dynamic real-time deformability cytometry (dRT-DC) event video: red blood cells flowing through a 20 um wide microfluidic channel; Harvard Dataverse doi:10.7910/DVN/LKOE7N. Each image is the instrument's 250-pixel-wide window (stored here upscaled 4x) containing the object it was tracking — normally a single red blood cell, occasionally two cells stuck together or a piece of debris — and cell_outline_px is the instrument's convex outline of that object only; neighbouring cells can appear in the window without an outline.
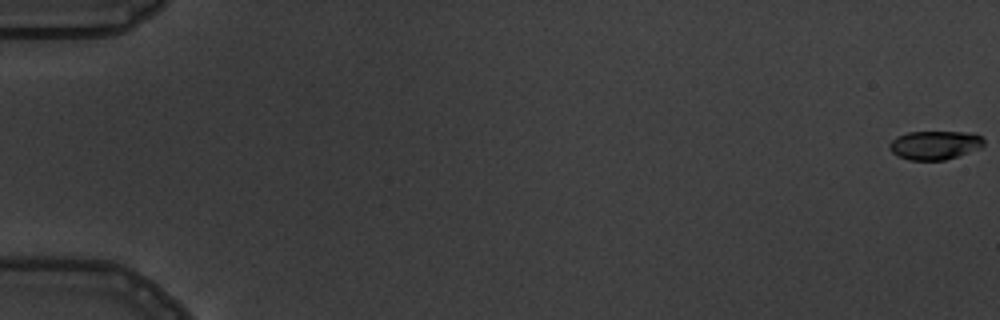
{"species": "common noctule bat (a hibernating species)", "species_latin": "Nyctalus noctula", "temperature_condition": "warm", "stored_images_in_passage": 8, "camera_frame_rate_fps": 3000, "um_per_image_px": 0.085, "animal": {"sex": "male", "body_mass_g": 19.5, "forearm_length_mm": 54.6}, "frame": {"image": 1, "passage_image": 1, "time_ms": 0.0, "image_size_px": [1000, 320], "cell_outline_px": [[984, 144], [980, 148], [944, 160], [908, 160], [892, 152], [888, 148], [888, 144], [896, 136], [908, 132], [968, 132], [980, 136], [984, 140]], "centroid_in_image_um": [79.42, 12.33], "position_along_channel_um": 5.6, "area_um2": 15.72}}
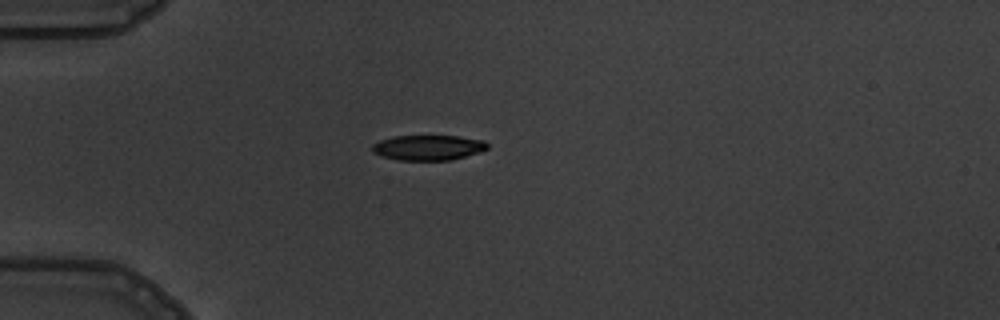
{"frame": {"image": 2, "passage_image": 5, "time_ms": 5.333, "image_size_px": [1000, 320], "cell_outline_px": [[488, 148], [452, 160], [396, 160], [372, 152], [372, 144], [380, 140], [392, 136], [456, 136], [484, 140], [488, 144]], "centroid_in_image_um": [36.36, 12.54], "position_along_channel_um": 48.6, "area_um2": 16.76}}